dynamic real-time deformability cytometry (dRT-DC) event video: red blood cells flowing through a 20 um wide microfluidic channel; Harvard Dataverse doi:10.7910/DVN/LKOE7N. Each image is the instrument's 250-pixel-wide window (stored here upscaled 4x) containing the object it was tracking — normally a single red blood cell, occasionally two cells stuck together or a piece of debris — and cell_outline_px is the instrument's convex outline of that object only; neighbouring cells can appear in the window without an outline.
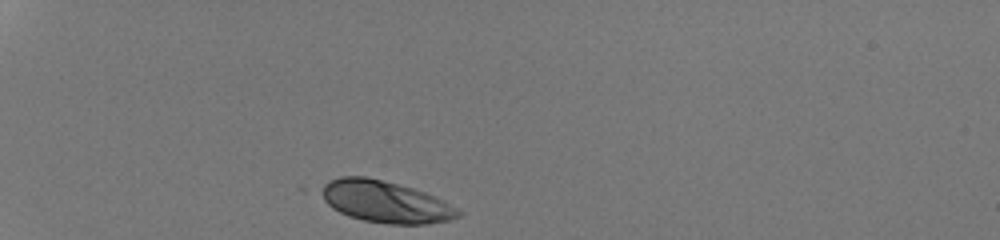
{"species": "human", "species_latin": "Homo sapiens", "temperature_condition": "room temperature", "stored_images_in_passage": 30, "camera_frame_rate_fps": 3000, "um_per_image_px": 0.085, "donor": {"sex": "male"}, "frame": {"image": 1, "passage_image": 1, "time_ms": 0.0, "image_size_px": [1000, 240], "cell_outline_px": [[464, 212], [460, 216], [452, 220], [428, 224], [388, 224], [364, 220], [348, 216], [332, 208], [324, 200], [316, 188], [328, 180], [340, 176], [368, 176], [412, 188], [424, 192], [444, 200], [460, 208]], "centroid_in_image_um": [32.75, 17.14], "position_along_channel_um": 52.3, "area_um2": 33.93}}
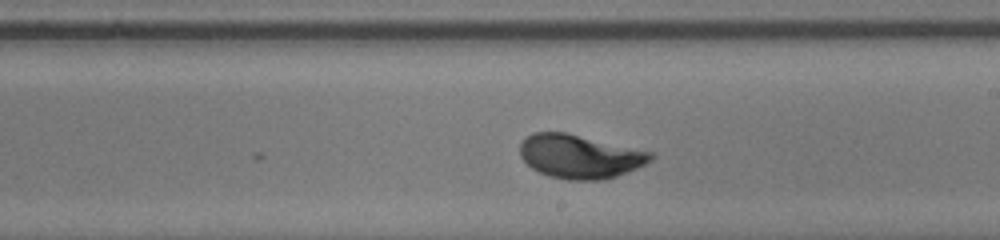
{"frame": {"image": 2, "passage_image": 18, "time_ms": 5.667, "image_size_px": [1000, 240], "cell_outline_px": [[656, 156], [652, 160], [636, 168], [616, 176], [600, 180], [568, 180], [548, 176], [532, 168], [520, 156], [520, 144], [532, 132], [564, 132], [652, 152]], "centroid_in_image_um": [49.27, 13.3], "position_along_channel_um": 239.7, "area_um2": 33.0}}
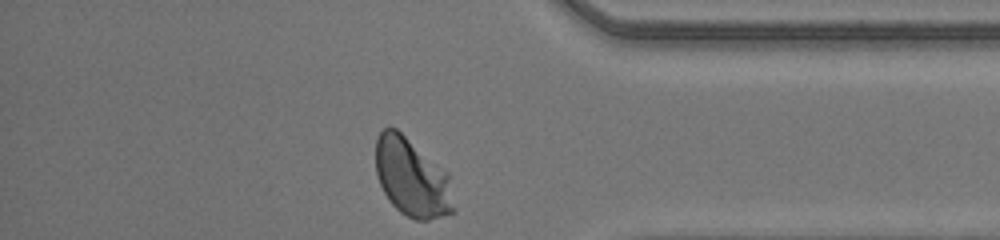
{"frame": {"image": 3, "passage_image": 30, "time_ms": 9.667, "image_size_px": [1000, 240], "cell_outline_px": [[456, 212], [428, 220], [416, 220], [400, 212], [388, 200], [380, 184], [376, 172], [376, 140], [380, 132], [384, 128], [396, 128], [448, 172], [456, 208]], "centroid_in_image_um": [35.04, 15.12], "position_along_channel_um": 400.2, "area_um2": 35.72}, "authors_computed_cell_mechanics": {"area_um2": 32.9749, "velocity_mm_per_s": 4.2092, "shape_relaxation_time_tau1_ms": 2.2673, "shape_relaxation_time_tau2_ms": null, "deformation_change_tau1": 0.1517, "deformation_change_tau2": null}}